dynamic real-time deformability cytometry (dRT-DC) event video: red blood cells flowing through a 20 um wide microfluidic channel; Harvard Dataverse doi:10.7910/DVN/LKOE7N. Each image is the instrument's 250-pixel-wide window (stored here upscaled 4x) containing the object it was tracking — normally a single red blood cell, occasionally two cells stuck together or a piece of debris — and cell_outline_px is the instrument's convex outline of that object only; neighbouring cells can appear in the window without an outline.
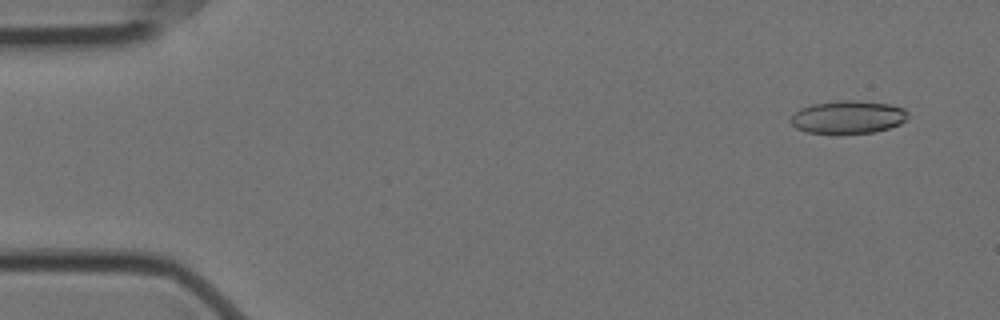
{"species": "Egyptian fruit bat (a non-hibernating species)", "species_latin": "Rousettus aegyptiacus", "temperature_condition": "cold", "stored_images_in_passage": 57, "camera_frame_rate_fps": 3000, "um_per_image_px": 0.085, "animal": {"sex": "female"}, "frame": {"image": 1, "passage_image": 4, "time_ms": 1.0, "image_size_px": [1000, 320], "cell_outline_px": [[908, 116], [900, 124], [876, 132], [804, 132], [796, 128], [788, 120], [800, 108], [812, 104], [836, 100], [856, 100], [888, 104], [904, 108], [908, 112]], "centroid_in_image_um": [72.07, 9.93], "position_along_channel_um": 12.9, "area_um2": 22.25}}
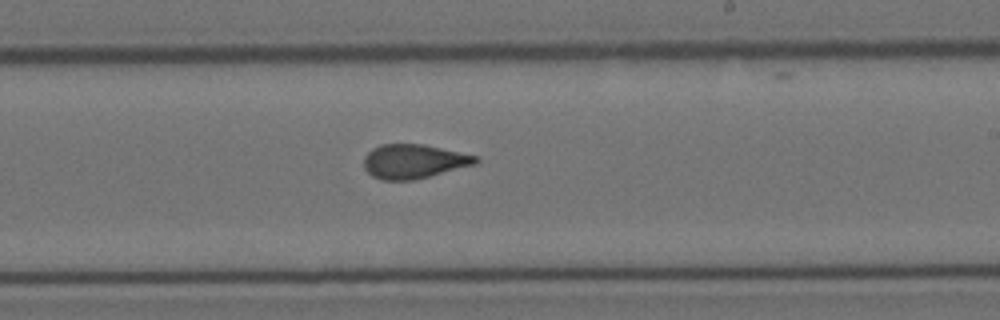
{"frame": {"image": 2, "passage_image": 34, "time_ms": 11.0, "image_size_px": [1000, 320], "cell_outline_px": [[480, 160], [476, 164], [412, 180], [380, 180], [372, 176], [364, 168], [364, 156], [372, 148], [380, 144], [424, 144], [476, 156]], "centroid_in_image_um": [35.13, 13.71], "position_along_channel_um": 253.9, "area_um2": 22.14}}
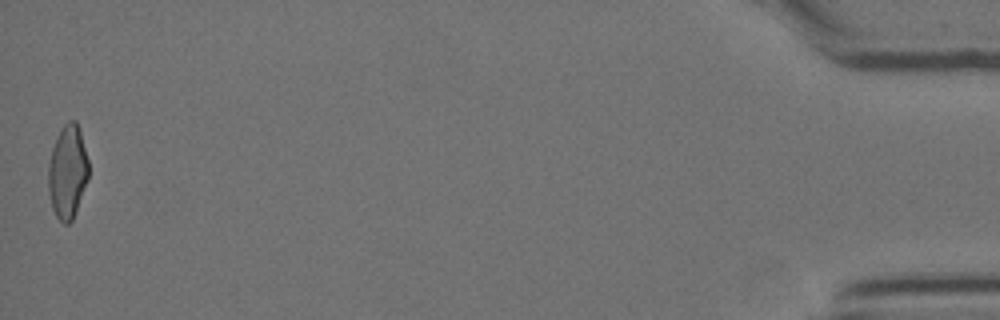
{"frame": {"image": 3, "passage_image": 57, "time_ms": 18.667, "image_size_px": [1000, 320], "cell_outline_px": [[88, 180], [76, 212], [72, 220], [68, 224], [64, 224], [56, 216], [52, 208], [48, 192], [48, 164], [52, 148], [56, 136], [60, 128], [68, 120], [76, 120], [80, 128], [88, 160]], "centroid_in_image_um": [5.74, 14.58], "position_along_channel_um": 429.5, "area_um2": 22.31}, "authors_computed_cell_mechanics": {"area_um2": 22.542, "velocity_mm_per_s": 3.5458, "shape_relaxation_time_tau1_ms": null, "shape_relaxation_time_tau2_ms": 1.551, "deformation_change_tau1": null, "deformation_change_tau2": 0.0823}}